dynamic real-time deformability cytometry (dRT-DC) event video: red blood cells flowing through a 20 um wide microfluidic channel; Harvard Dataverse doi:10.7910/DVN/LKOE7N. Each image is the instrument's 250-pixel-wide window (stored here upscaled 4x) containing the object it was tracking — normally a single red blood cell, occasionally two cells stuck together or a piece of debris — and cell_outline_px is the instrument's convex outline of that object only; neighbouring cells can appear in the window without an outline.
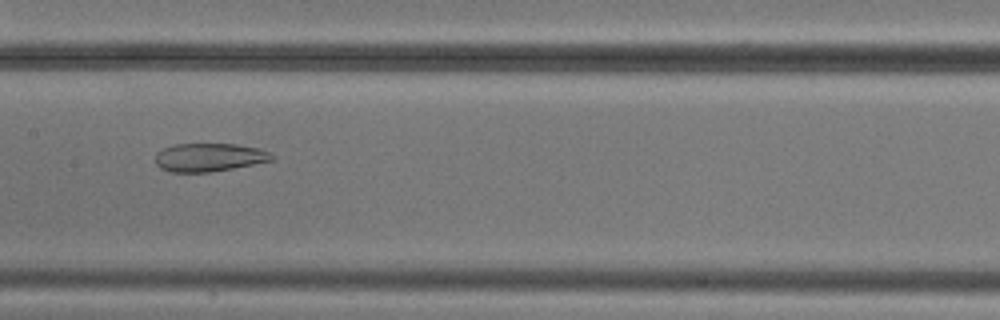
{"species": "common noctule bat (a hibernating species)", "species_latin": "Nyctalus noctula", "temperature_condition": "cold", "stored_images_in_passage": 7, "camera_frame_rate_fps": 3000, "um_per_image_px": 0.085, "animal": {"sex": "male", "body_mass_g": 20.5, "forearm_length_mm": 52.5}, "frame": {"image": 1, "passage_image": 6, "time_ms": 5.667, "image_size_px": [1000, 320], "cell_outline_px": [[276, 156], [272, 160], [232, 168], [208, 172], [168, 172], [160, 168], [156, 164], [156, 152], [164, 148], [176, 144], [236, 144], [260, 148]], "centroid_in_image_um": [17.76, 13.37], "position_along_channel_um": 189.6, "area_um2": 19.13}}